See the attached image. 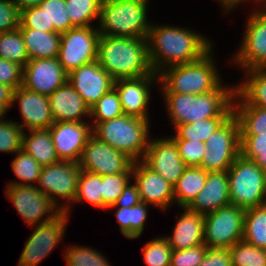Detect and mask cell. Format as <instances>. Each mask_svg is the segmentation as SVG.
<instances>
[{"label": "cell", "mask_w": 266, "mask_h": 266, "mask_svg": "<svg viewBox=\"0 0 266 266\" xmlns=\"http://www.w3.org/2000/svg\"><path fill=\"white\" fill-rule=\"evenodd\" d=\"M148 56L157 75L169 67L191 63L212 50L211 41L187 28L151 25L148 36Z\"/></svg>", "instance_id": "6da1fadb"}, {"label": "cell", "mask_w": 266, "mask_h": 266, "mask_svg": "<svg viewBox=\"0 0 266 266\" xmlns=\"http://www.w3.org/2000/svg\"><path fill=\"white\" fill-rule=\"evenodd\" d=\"M97 62L114 80L156 74L149 61L147 38L101 35Z\"/></svg>", "instance_id": "7a4b0ae2"}, {"label": "cell", "mask_w": 266, "mask_h": 266, "mask_svg": "<svg viewBox=\"0 0 266 266\" xmlns=\"http://www.w3.org/2000/svg\"><path fill=\"white\" fill-rule=\"evenodd\" d=\"M235 87L228 89L221 84L214 91L198 95L163 93L174 128L212 117H231Z\"/></svg>", "instance_id": "3957f363"}, {"label": "cell", "mask_w": 266, "mask_h": 266, "mask_svg": "<svg viewBox=\"0 0 266 266\" xmlns=\"http://www.w3.org/2000/svg\"><path fill=\"white\" fill-rule=\"evenodd\" d=\"M148 0H103L98 31L114 37L147 38L146 10Z\"/></svg>", "instance_id": "277c9868"}, {"label": "cell", "mask_w": 266, "mask_h": 266, "mask_svg": "<svg viewBox=\"0 0 266 266\" xmlns=\"http://www.w3.org/2000/svg\"><path fill=\"white\" fill-rule=\"evenodd\" d=\"M149 120L123 114L104 122H94L93 135L134 162L143 160L148 147Z\"/></svg>", "instance_id": "5b68a950"}, {"label": "cell", "mask_w": 266, "mask_h": 266, "mask_svg": "<svg viewBox=\"0 0 266 266\" xmlns=\"http://www.w3.org/2000/svg\"><path fill=\"white\" fill-rule=\"evenodd\" d=\"M210 50L201 59L166 68L158 74L163 93L203 94L216 90L221 78L216 71Z\"/></svg>", "instance_id": "8992f818"}, {"label": "cell", "mask_w": 266, "mask_h": 266, "mask_svg": "<svg viewBox=\"0 0 266 266\" xmlns=\"http://www.w3.org/2000/svg\"><path fill=\"white\" fill-rule=\"evenodd\" d=\"M230 204L251 209L266 204V172L241 154L227 171Z\"/></svg>", "instance_id": "52a82bcc"}, {"label": "cell", "mask_w": 266, "mask_h": 266, "mask_svg": "<svg viewBox=\"0 0 266 266\" xmlns=\"http://www.w3.org/2000/svg\"><path fill=\"white\" fill-rule=\"evenodd\" d=\"M202 167L207 172L228 171L240 155V126L233 114L205 142Z\"/></svg>", "instance_id": "ba28073f"}, {"label": "cell", "mask_w": 266, "mask_h": 266, "mask_svg": "<svg viewBox=\"0 0 266 266\" xmlns=\"http://www.w3.org/2000/svg\"><path fill=\"white\" fill-rule=\"evenodd\" d=\"M245 209L228 205L204 215V244L229 249L243 239Z\"/></svg>", "instance_id": "9c48e42d"}, {"label": "cell", "mask_w": 266, "mask_h": 266, "mask_svg": "<svg viewBox=\"0 0 266 266\" xmlns=\"http://www.w3.org/2000/svg\"><path fill=\"white\" fill-rule=\"evenodd\" d=\"M100 34L93 26L75 27L61 34L58 61L69 74L71 71L97 61Z\"/></svg>", "instance_id": "30bf717a"}, {"label": "cell", "mask_w": 266, "mask_h": 266, "mask_svg": "<svg viewBox=\"0 0 266 266\" xmlns=\"http://www.w3.org/2000/svg\"><path fill=\"white\" fill-rule=\"evenodd\" d=\"M6 195L20 216L31 227L35 226L36 223L38 225L52 220L61 211H65L68 214L70 209L67 204L63 207H59L58 205L56 207L33 183H29L28 185H8ZM45 214H47V217L43 219L42 217ZM42 219L43 221H41Z\"/></svg>", "instance_id": "8fae6325"}, {"label": "cell", "mask_w": 266, "mask_h": 266, "mask_svg": "<svg viewBox=\"0 0 266 266\" xmlns=\"http://www.w3.org/2000/svg\"><path fill=\"white\" fill-rule=\"evenodd\" d=\"M133 163L129 156L92 135L83 149L79 166L82 170L102 176L132 173Z\"/></svg>", "instance_id": "7c38bea8"}, {"label": "cell", "mask_w": 266, "mask_h": 266, "mask_svg": "<svg viewBox=\"0 0 266 266\" xmlns=\"http://www.w3.org/2000/svg\"><path fill=\"white\" fill-rule=\"evenodd\" d=\"M68 214L61 211L48 222L40 223L28 238L18 266H36L57 247L64 235Z\"/></svg>", "instance_id": "4fadbf2b"}, {"label": "cell", "mask_w": 266, "mask_h": 266, "mask_svg": "<svg viewBox=\"0 0 266 266\" xmlns=\"http://www.w3.org/2000/svg\"><path fill=\"white\" fill-rule=\"evenodd\" d=\"M82 169L77 162L58 161L42 168L38 179V189L45 194L55 205L57 199L74 202L77 194L78 180Z\"/></svg>", "instance_id": "5bb4252c"}, {"label": "cell", "mask_w": 266, "mask_h": 266, "mask_svg": "<svg viewBox=\"0 0 266 266\" xmlns=\"http://www.w3.org/2000/svg\"><path fill=\"white\" fill-rule=\"evenodd\" d=\"M241 45L234 58L236 64L245 71L266 69V10H256L249 16Z\"/></svg>", "instance_id": "9a60e30c"}, {"label": "cell", "mask_w": 266, "mask_h": 266, "mask_svg": "<svg viewBox=\"0 0 266 266\" xmlns=\"http://www.w3.org/2000/svg\"><path fill=\"white\" fill-rule=\"evenodd\" d=\"M49 131L60 161L79 163L93 127L83 122H54Z\"/></svg>", "instance_id": "2e32d148"}, {"label": "cell", "mask_w": 266, "mask_h": 266, "mask_svg": "<svg viewBox=\"0 0 266 266\" xmlns=\"http://www.w3.org/2000/svg\"><path fill=\"white\" fill-rule=\"evenodd\" d=\"M67 82L68 73L58 58L29 60L23 67L22 87L39 94L49 96Z\"/></svg>", "instance_id": "e0dca14e"}, {"label": "cell", "mask_w": 266, "mask_h": 266, "mask_svg": "<svg viewBox=\"0 0 266 266\" xmlns=\"http://www.w3.org/2000/svg\"><path fill=\"white\" fill-rule=\"evenodd\" d=\"M142 161L173 186L188 167L180 157L177 144L171 137L149 140Z\"/></svg>", "instance_id": "ac0fdd59"}, {"label": "cell", "mask_w": 266, "mask_h": 266, "mask_svg": "<svg viewBox=\"0 0 266 266\" xmlns=\"http://www.w3.org/2000/svg\"><path fill=\"white\" fill-rule=\"evenodd\" d=\"M114 81L97 61L85 64L68 74V82L89 108L114 88Z\"/></svg>", "instance_id": "d6986e66"}, {"label": "cell", "mask_w": 266, "mask_h": 266, "mask_svg": "<svg viewBox=\"0 0 266 266\" xmlns=\"http://www.w3.org/2000/svg\"><path fill=\"white\" fill-rule=\"evenodd\" d=\"M132 176L141 202L155 205L162 210H166L174 203L173 185L150 169L142 160L133 163Z\"/></svg>", "instance_id": "ffe728a7"}, {"label": "cell", "mask_w": 266, "mask_h": 266, "mask_svg": "<svg viewBox=\"0 0 266 266\" xmlns=\"http://www.w3.org/2000/svg\"><path fill=\"white\" fill-rule=\"evenodd\" d=\"M156 78L159 79L157 74H149L139 78L118 79L114 81V88L119 94L124 114L149 120L147 114V105L150 99L149 88Z\"/></svg>", "instance_id": "44dd1931"}, {"label": "cell", "mask_w": 266, "mask_h": 266, "mask_svg": "<svg viewBox=\"0 0 266 266\" xmlns=\"http://www.w3.org/2000/svg\"><path fill=\"white\" fill-rule=\"evenodd\" d=\"M17 100L24 121L17 124L22 129H48L54 123L48 96L21 86L13 91L12 104Z\"/></svg>", "instance_id": "7402d4cb"}, {"label": "cell", "mask_w": 266, "mask_h": 266, "mask_svg": "<svg viewBox=\"0 0 266 266\" xmlns=\"http://www.w3.org/2000/svg\"><path fill=\"white\" fill-rule=\"evenodd\" d=\"M228 205H230V198L227 171L207 172L204 187L187 208L206 215Z\"/></svg>", "instance_id": "603a6c76"}, {"label": "cell", "mask_w": 266, "mask_h": 266, "mask_svg": "<svg viewBox=\"0 0 266 266\" xmlns=\"http://www.w3.org/2000/svg\"><path fill=\"white\" fill-rule=\"evenodd\" d=\"M48 97L54 122H83V115L90 116L89 106L69 82Z\"/></svg>", "instance_id": "cb8c5ba5"}, {"label": "cell", "mask_w": 266, "mask_h": 266, "mask_svg": "<svg viewBox=\"0 0 266 266\" xmlns=\"http://www.w3.org/2000/svg\"><path fill=\"white\" fill-rule=\"evenodd\" d=\"M172 250H184L204 244V215L184 207L173 230L166 238Z\"/></svg>", "instance_id": "d4e9b609"}, {"label": "cell", "mask_w": 266, "mask_h": 266, "mask_svg": "<svg viewBox=\"0 0 266 266\" xmlns=\"http://www.w3.org/2000/svg\"><path fill=\"white\" fill-rule=\"evenodd\" d=\"M29 60L57 58L61 34L25 28L19 25Z\"/></svg>", "instance_id": "484cf974"}, {"label": "cell", "mask_w": 266, "mask_h": 266, "mask_svg": "<svg viewBox=\"0 0 266 266\" xmlns=\"http://www.w3.org/2000/svg\"><path fill=\"white\" fill-rule=\"evenodd\" d=\"M246 82L235 87L233 105H250L266 108V69L247 70ZM241 100V101H240ZM241 102V103H240ZM240 103V104H238Z\"/></svg>", "instance_id": "4316f807"}, {"label": "cell", "mask_w": 266, "mask_h": 266, "mask_svg": "<svg viewBox=\"0 0 266 266\" xmlns=\"http://www.w3.org/2000/svg\"><path fill=\"white\" fill-rule=\"evenodd\" d=\"M30 135L23 134L22 149L30 154L42 167L56 163L59 160L52 137L48 129H31Z\"/></svg>", "instance_id": "83f0119b"}, {"label": "cell", "mask_w": 266, "mask_h": 266, "mask_svg": "<svg viewBox=\"0 0 266 266\" xmlns=\"http://www.w3.org/2000/svg\"><path fill=\"white\" fill-rule=\"evenodd\" d=\"M207 179V171L202 167L188 166L174 188V202L179 207H188L202 190Z\"/></svg>", "instance_id": "f1b7e54d"}, {"label": "cell", "mask_w": 266, "mask_h": 266, "mask_svg": "<svg viewBox=\"0 0 266 266\" xmlns=\"http://www.w3.org/2000/svg\"><path fill=\"white\" fill-rule=\"evenodd\" d=\"M240 126V136H266V108L233 105Z\"/></svg>", "instance_id": "f546056e"}, {"label": "cell", "mask_w": 266, "mask_h": 266, "mask_svg": "<svg viewBox=\"0 0 266 266\" xmlns=\"http://www.w3.org/2000/svg\"><path fill=\"white\" fill-rule=\"evenodd\" d=\"M242 240L266 249V204L246 210Z\"/></svg>", "instance_id": "4dcf8cb0"}, {"label": "cell", "mask_w": 266, "mask_h": 266, "mask_svg": "<svg viewBox=\"0 0 266 266\" xmlns=\"http://www.w3.org/2000/svg\"><path fill=\"white\" fill-rule=\"evenodd\" d=\"M147 204L140 202L132 207H125L116 210V218L120 223L122 234L129 238H138L144 230L147 218Z\"/></svg>", "instance_id": "1f68e13d"}, {"label": "cell", "mask_w": 266, "mask_h": 266, "mask_svg": "<svg viewBox=\"0 0 266 266\" xmlns=\"http://www.w3.org/2000/svg\"><path fill=\"white\" fill-rule=\"evenodd\" d=\"M230 117H212L198 122L181 124L176 126L175 136L172 139H186L191 141H201L203 143Z\"/></svg>", "instance_id": "d6a6232c"}, {"label": "cell", "mask_w": 266, "mask_h": 266, "mask_svg": "<svg viewBox=\"0 0 266 266\" xmlns=\"http://www.w3.org/2000/svg\"><path fill=\"white\" fill-rule=\"evenodd\" d=\"M72 26H91V21L100 18L103 0H65Z\"/></svg>", "instance_id": "836d02e7"}, {"label": "cell", "mask_w": 266, "mask_h": 266, "mask_svg": "<svg viewBox=\"0 0 266 266\" xmlns=\"http://www.w3.org/2000/svg\"><path fill=\"white\" fill-rule=\"evenodd\" d=\"M0 58L24 67L29 61L20 29L0 33Z\"/></svg>", "instance_id": "e575fe53"}, {"label": "cell", "mask_w": 266, "mask_h": 266, "mask_svg": "<svg viewBox=\"0 0 266 266\" xmlns=\"http://www.w3.org/2000/svg\"><path fill=\"white\" fill-rule=\"evenodd\" d=\"M87 200L95 207L102 208V176L82 170L78 180L74 201Z\"/></svg>", "instance_id": "d590c367"}, {"label": "cell", "mask_w": 266, "mask_h": 266, "mask_svg": "<svg viewBox=\"0 0 266 266\" xmlns=\"http://www.w3.org/2000/svg\"><path fill=\"white\" fill-rule=\"evenodd\" d=\"M39 6L46 13L47 28H53V32L62 34L74 28L65 0H43Z\"/></svg>", "instance_id": "8d00e7d4"}, {"label": "cell", "mask_w": 266, "mask_h": 266, "mask_svg": "<svg viewBox=\"0 0 266 266\" xmlns=\"http://www.w3.org/2000/svg\"><path fill=\"white\" fill-rule=\"evenodd\" d=\"M232 266H266V249L241 240L229 249Z\"/></svg>", "instance_id": "74e56055"}, {"label": "cell", "mask_w": 266, "mask_h": 266, "mask_svg": "<svg viewBox=\"0 0 266 266\" xmlns=\"http://www.w3.org/2000/svg\"><path fill=\"white\" fill-rule=\"evenodd\" d=\"M17 153L11 165L13 172L22 181L10 182L9 185H28L27 182L30 181H36L37 183L43 167L23 149Z\"/></svg>", "instance_id": "f35d334b"}, {"label": "cell", "mask_w": 266, "mask_h": 266, "mask_svg": "<svg viewBox=\"0 0 266 266\" xmlns=\"http://www.w3.org/2000/svg\"><path fill=\"white\" fill-rule=\"evenodd\" d=\"M123 114L120 97L115 88L104 94L90 108V117H95L93 122H104L117 118Z\"/></svg>", "instance_id": "ab89813d"}, {"label": "cell", "mask_w": 266, "mask_h": 266, "mask_svg": "<svg viewBox=\"0 0 266 266\" xmlns=\"http://www.w3.org/2000/svg\"><path fill=\"white\" fill-rule=\"evenodd\" d=\"M142 252L147 266H170L172 248L166 237L150 240L145 244Z\"/></svg>", "instance_id": "60d3db41"}, {"label": "cell", "mask_w": 266, "mask_h": 266, "mask_svg": "<svg viewBox=\"0 0 266 266\" xmlns=\"http://www.w3.org/2000/svg\"><path fill=\"white\" fill-rule=\"evenodd\" d=\"M64 257L67 266H110L98 251L83 246L67 247Z\"/></svg>", "instance_id": "b9f144b4"}, {"label": "cell", "mask_w": 266, "mask_h": 266, "mask_svg": "<svg viewBox=\"0 0 266 266\" xmlns=\"http://www.w3.org/2000/svg\"><path fill=\"white\" fill-rule=\"evenodd\" d=\"M132 173H121L115 175H102V208L108 209L114 205L121 195L124 187L130 182Z\"/></svg>", "instance_id": "7bdbcfd3"}, {"label": "cell", "mask_w": 266, "mask_h": 266, "mask_svg": "<svg viewBox=\"0 0 266 266\" xmlns=\"http://www.w3.org/2000/svg\"><path fill=\"white\" fill-rule=\"evenodd\" d=\"M240 154L266 172V136H240Z\"/></svg>", "instance_id": "ee69618b"}, {"label": "cell", "mask_w": 266, "mask_h": 266, "mask_svg": "<svg viewBox=\"0 0 266 266\" xmlns=\"http://www.w3.org/2000/svg\"><path fill=\"white\" fill-rule=\"evenodd\" d=\"M24 129L17 122L0 120V152L16 153L22 150Z\"/></svg>", "instance_id": "f6af8a7d"}, {"label": "cell", "mask_w": 266, "mask_h": 266, "mask_svg": "<svg viewBox=\"0 0 266 266\" xmlns=\"http://www.w3.org/2000/svg\"><path fill=\"white\" fill-rule=\"evenodd\" d=\"M177 144L180 157L187 166L199 167L206 151L205 143L197 140L173 139Z\"/></svg>", "instance_id": "bcb514c9"}, {"label": "cell", "mask_w": 266, "mask_h": 266, "mask_svg": "<svg viewBox=\"0 0 266 266\" xmlns=\"http://www.w3.org/2000/svg\"><path fill=\"white\" fill-rule=\"evenodd\" d=\"M207 248L205 244H200L184 250H172L170 266H198Z\"/></svg>", "instance_id": "7dc6e473"}, {"label": "cell", "mask_w": 266, "mask_h": 266, "mask_svg": "<svg viewBox=\"0 0 266 266\" xmlns=\"http://www.w3.org/2000/svg\"><path fill=\"white\" fill-rule=\"evenodd\" d=\"M20 16V9L11 0H0V33L18 29Z\"/></svg>", "instance_id": "c3c4849f"}, {"label": "cell", "mask_w": 266, "mask_h": 266, "mask_svg": "<svg viewBox=\"0 0 266 266\" xmlns=\"http://www.w3.org/2000/svg\"><path fill=\"white\" fill-rule=\"evenodd\" d=\"M23 83V67L15 62L0 58V84L7 85L13 90Z\"/></svg>", "instance_id": "681fc988"}, {"label": "cell", "mask_w": 266, "mask_h": 266, "mask_svg": "<svg viewBox=\"0 0 266 266\" xmlns=\"http://www.w3.org/2000/svg\"><path fill=\"white\" fill-rule=\"evenodd\" d=\"M20 23L29 29H37L44 32H53V28H47L46 13L40 6L29 7L21 10Z\"/></svg>", "instance_id": "f907efd6"}, {"label": "cell", "mask_w": 266, "mask_h": 266, "mask_svg": "<svg viewBox=\"0 0 266 266\" xmlns=\"http://www.w3.org/2000/svg\"><path fill=\"white\" fill-rule=\"evenodd\" d=\"M198 266H232L227 248H207L204 259Z\"/></svg>", "instance_id": "816d5d0a"}, {"label": "cell", "mask_w": 266, "mask_h": 266, "mask_svg": "<svg viewBox=\"0 0 266 266\" xmlns=\"http://www.w3.org/2000/svg\"><path fill=\"white\" fill-rule=\"evenodd\" d=\"M129 183L130 182H128L127 185L124 187L121 195L118 197L117 202L114 205L109 206L108 208L132 207L138 205L141 202L136 184L129 185Z\"/></svg>", "instance_id": "f5cc1de1"}, {"label": "cell", "mask_w": 266, "mask_h": 266, "mask_svg": "<svg viewBox=\"0 0 266 266\" xmlns=\"http://www.w3.org/2000/svg\"><path fill=\"white\" fill-rule=\"evenodd\" d=\"M13 89L7 85L0 84V103L8 110L13 105Z\"/></svg>", "instance_id": "db71d44e"}, {"label": "cell", "mask_w": 266, "mask_h": 266, "mask_svg": "<svg viewBox=\"0 0 266 266\" xmlns=\"http://www.w3.org/2000/svg\"><path fill=\"white\" fill-rule=\"evenodd\" d=\"M19 9L20 11L34 6H39L43 0H11Z\"/></svg>", "instance_id": "11a10c76"}, {"label": "cell", "mask_w": 266, "mask_h": 266, "mask_svg": "<svg viewBox=\"0 0 266 266\" xmlns=\"http://www.w3.org/2000/svg\"><path fill=\"white\" fill-rule=\"evenodd\" d=\"M221 4H223V8L226 9V11L232 10L234 7H237L239 3H241L244 0H218ZM258 1V0H256ZM260 1V0H259Z\"/></svg>", "instance_id": "9f6ffc18"}, {"label": "cell", "mask_w": 266, "mask_h": 266, "mask_svg": "<svg viewBox=\"0 0 266 266\" xmlns=\"http://www.w3.org/2000/svg\"><path fill=\"white\" fill-rule=\"evenodd\" d=\"M8 110L0 103V120L4 119L3 116Z\"/></svg>", "instance_id": "6f0895ef"}]
</instances>
